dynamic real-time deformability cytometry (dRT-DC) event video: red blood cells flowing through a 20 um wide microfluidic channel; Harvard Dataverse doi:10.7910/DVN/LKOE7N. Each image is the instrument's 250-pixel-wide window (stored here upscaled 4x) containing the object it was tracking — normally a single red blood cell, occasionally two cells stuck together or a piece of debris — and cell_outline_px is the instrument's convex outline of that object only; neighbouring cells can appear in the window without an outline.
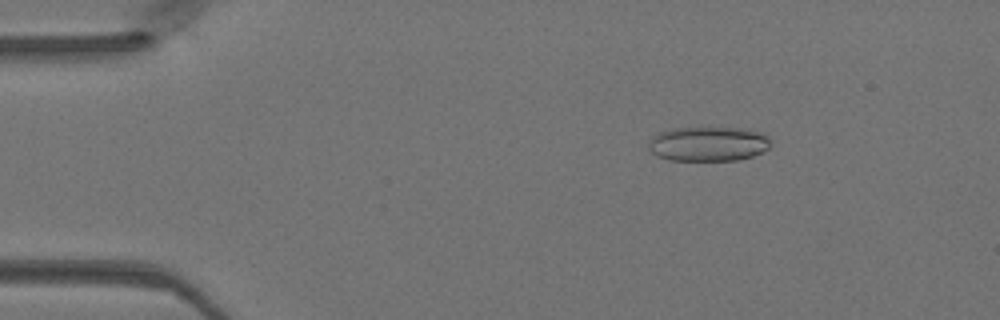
{"species": "Egyptian fruit bat (a non-hibernating species)", "species_latin": "Rousettus aegyptiacus", "temperature_condition": "warm", "stored_images_in_passage": 49, "camera_frame_rate_fps": 3000, "um_per_image_px": 0.085, "animal": {"sex": "female"}, "frame": {"image": 1, "passage_image": 8, "time_ms": 2.333, "image_size_px": [1000, 320], "cell_outline_px": [[768, 148], [764, 152], [752, 156], [736, 160], [668, 160], [656, 156], [648, 148], [648, 144], [652, 136], [660, 132], [672, 128], [740, 128], [764, 132], [768, 136]], "centroid_in_image_um": [60.19, 12.23], "position_along_channel_um": 24.8, "area_um2": 24.68}}
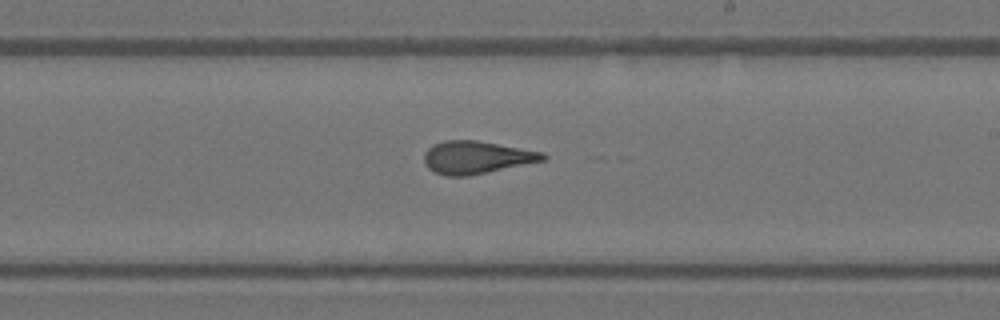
{"frame": {"image": 2, "passage_image": 29, "time_ms": 9.333, "image_size_px": [1000, 320], "cell_outline_px": [[548, 156], [544, 160], [468, 176], [444, 176], [428, 168], [424, 164], [424, 152], [432, 144], [444, 140], [476, 140], [544, 152]], "centroid_in_image_um": [40.46, 13.37], "position_along_channel_um": 248.5, "area_um2": 22.6}}
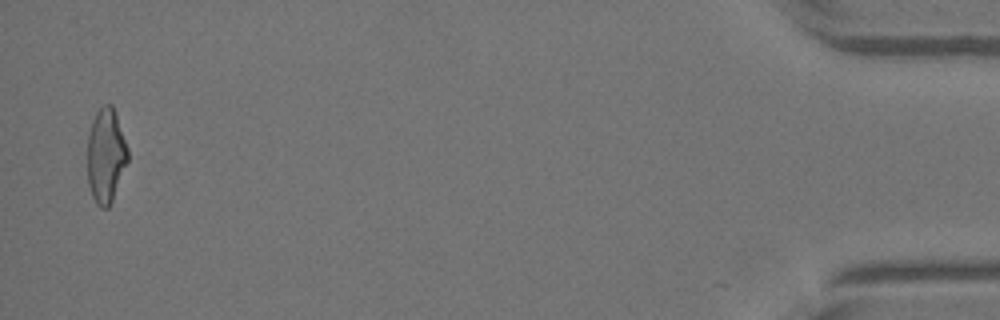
{"frame": {"image": 3, "passage_image": 48, "time_ms": 15.667, "image_size_px": [1000, 320], "cell_outline_px": [[128, 160], [112, 200], [108, 208], [100, 208], [96, 204], [92, 196], [88, 184], [88, 136], [92, 120], [96, 112], [104, 104], [112, 104], [128, 148]], "centroid_in_image_um": [8.99, 13.23], "position_along_channel_um": 426.2, "area_um2": 22.08}}